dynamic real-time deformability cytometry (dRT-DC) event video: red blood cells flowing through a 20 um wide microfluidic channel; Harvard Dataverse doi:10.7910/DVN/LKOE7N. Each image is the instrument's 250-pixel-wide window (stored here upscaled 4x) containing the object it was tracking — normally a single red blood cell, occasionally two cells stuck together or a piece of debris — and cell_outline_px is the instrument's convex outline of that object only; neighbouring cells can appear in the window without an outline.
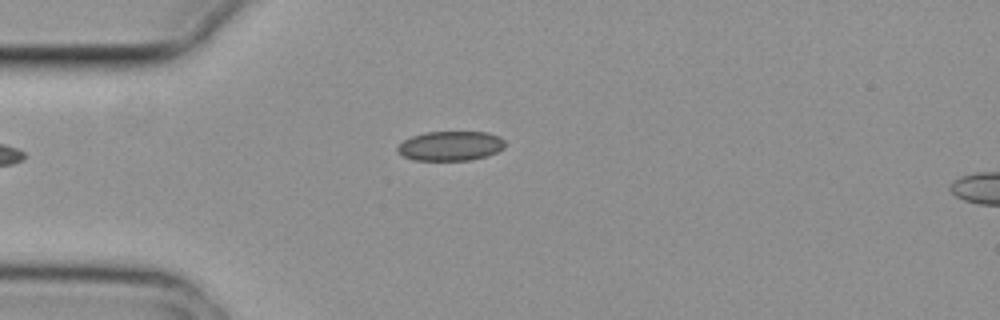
{"species": "common noctule bat (a hibernating species)", "species_latin": "Nyctalus noctula", "temperature_condition": "cold", "stored_images_in_passage": 2, "segment_of_instrument_passage": [1, 2], "camera_frame_rate_fps": 3000, "um_per_image_px": 0.085, "animal": {"sex": "female", "body_mass_g": 29.2, "forearm_length_mm": 56.3}, "frame": {"image": 1, "passage_image": 1, "time_ms": 0.0, "image_size_px": [1000, 320], "cell_outline_px": [[504, 148], [488, 156], [472, 160], [412, 160], [396, 152], [396, 148], [404, 140], [412, 136], [424, 132], [488, 132], [500, 136], [504, 140]], "centroid_in_image_um": [38.29, 12.4], "position_along_channel_um": 46.7, "area_um2": 18.67}}